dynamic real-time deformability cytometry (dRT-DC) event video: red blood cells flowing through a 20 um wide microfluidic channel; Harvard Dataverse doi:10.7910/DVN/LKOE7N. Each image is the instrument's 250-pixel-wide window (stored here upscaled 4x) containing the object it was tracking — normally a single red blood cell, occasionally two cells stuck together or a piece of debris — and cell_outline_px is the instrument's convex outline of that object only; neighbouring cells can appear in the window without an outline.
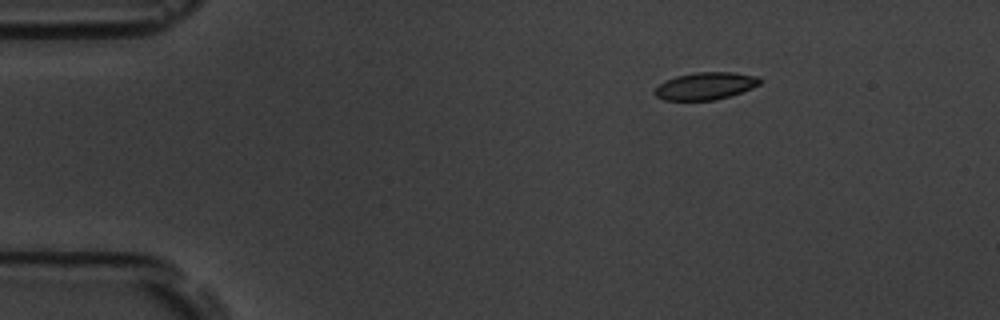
{"species": "common noctule bat (a hibernating species)", "species_latin": "Nyctalus noctula", "temperature_condition": "room temperature", "stored_images_in_passage": 6, "camera_frame_rate_fps": 3000, "um_per_image_px": 0.085, "animal": {"sex": "male", "body_mass_g": 19.5, "forearm_length_mm": 54.6}, "frame": {"image": 1, "passage_image": 3, "time_ms": 2.333, "image_size_px": [1000, 320], "cell_outline_px": [[764, 80], [760, 84], [752, 88], [728, 96], [712, 100], [664, 100], [656, 96], [652, 92], [660, 84], [676, 76], [696, 72], [732, 72], [760, 76]], "centroid_in_image_um": [60.0, 7.3], "position_along_channel_um": 25.0, "area_um2": 16.7}}
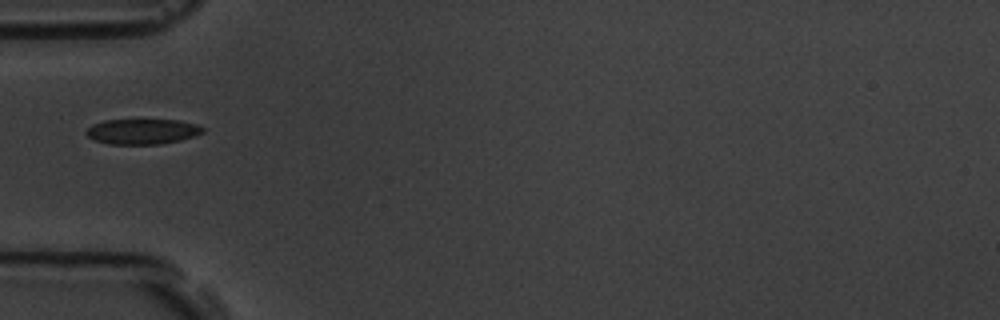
{"frame": {"image": 2, "passage_image": 6, "time_ms": 5.667, "image_size_px": [1000, 320], "cell_outline_px": [[204, 132], [196, 136], [180, 140], [160, 144], [108, 144], [96, 140], [88, 136], [84, 132], [92, 124], [104, 120], [180, 120], [196, 124], [204, 128]], "centroid_in_image_um": [12.11, 11.17], "position_along_channel_um": 72.9, "area_um2": 17.22}}